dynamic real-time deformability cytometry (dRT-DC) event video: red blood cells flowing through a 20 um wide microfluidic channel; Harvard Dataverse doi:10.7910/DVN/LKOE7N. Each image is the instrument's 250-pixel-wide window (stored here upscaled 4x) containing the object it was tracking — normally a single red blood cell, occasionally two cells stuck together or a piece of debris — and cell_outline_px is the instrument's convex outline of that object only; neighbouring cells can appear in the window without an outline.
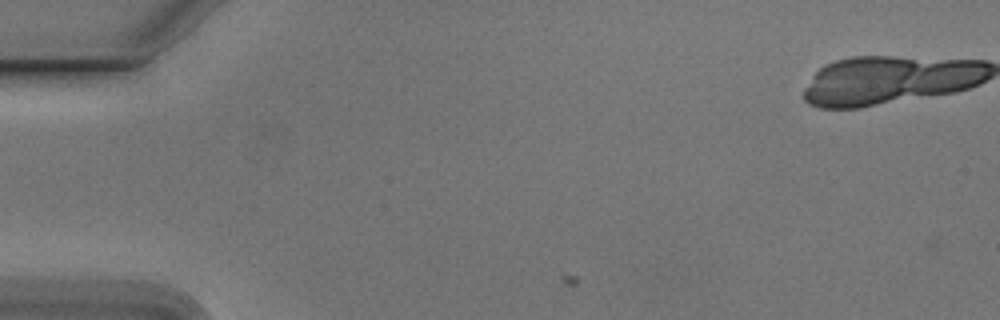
{"species": "Egyptian fruit bat (a non-hibernating species)", "species_latin": "Rousettus aegyptiacus", "temperature_condition": "cold", "stored_images_in_passage": 2, "camera_frame_rate_fps": 3000, "um_per_image_px": 0.085, "animal": {"sex": "male"}, "frame": {"image": 1, "passage_image": 1, "time_ms": 0.0, "image_size_px": [1000, 320], "cell_outline_px": [[916, 68], [912, 88], [892, 96], [880, 100], [864, 104], [820, 104], [812, 100], [808, 96], [836, 64], [848, 60], [904, 60], [912, 64]], "centroid_in_image_um": [73.45, 6.95], "position_along_channel_um": 11.6, "area_um2": 26.3}}